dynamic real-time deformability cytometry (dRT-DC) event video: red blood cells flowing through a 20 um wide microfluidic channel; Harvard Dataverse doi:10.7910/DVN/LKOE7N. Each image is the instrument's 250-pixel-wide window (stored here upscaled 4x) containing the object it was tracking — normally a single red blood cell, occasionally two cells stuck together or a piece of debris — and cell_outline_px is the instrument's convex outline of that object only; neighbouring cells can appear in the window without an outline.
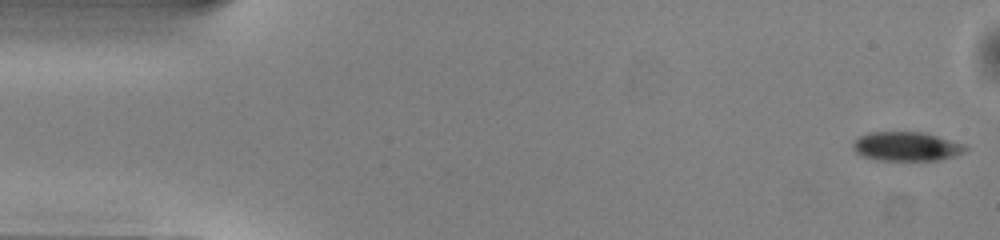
{"species": "common noctule bat (a hibernating species)", "species_latin": "Nyctalus noctula", "temperature_condition": "warm", "stored_images_in_passage": 51, "camera_frame_rate_fps": 3000, "um_per_image_px": 0.085, "animal": {"sex": "male", "body_mass_g": 13.0, "forearm_length_mm": 53.1}, "frame": {"image": 1, "passage_image": 1, "time_ms": 0.0, "image_size_px": [1000, 240], "cell_outline_px": [[968, 148], [964, 152], [940, 160], [876, 160], [860, 156], [852, 148], [852, 140], [868, 132], [924, 132], [964, 144]], "centroid_in_image_um": [76.99, 12.44], "position_along_channel_um": 8.0, "area_um2": 19.19}}
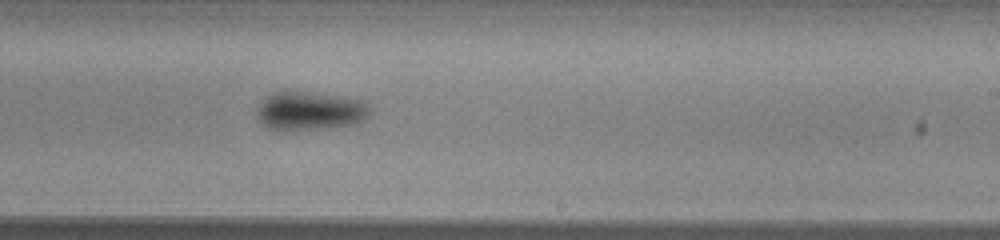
{"frame": {"image": 2, "passage_image": 30, "time_ms": 9.667, "image_size_px": [1000, 240], "cell_outline_px": [[368, 116], [364, 120], [356, 124], [292, 132], [284, 132], [268, 128], [260, 120], [256, 112], [256, 108], [268, 96], [276, 92], [300, 92], [340, 96], [356, 100], [368, 104]], "centroid_in_image_um": [26.31, 9.48], "position_along_channel_um": 262.7, "area_um2": 25.26}}
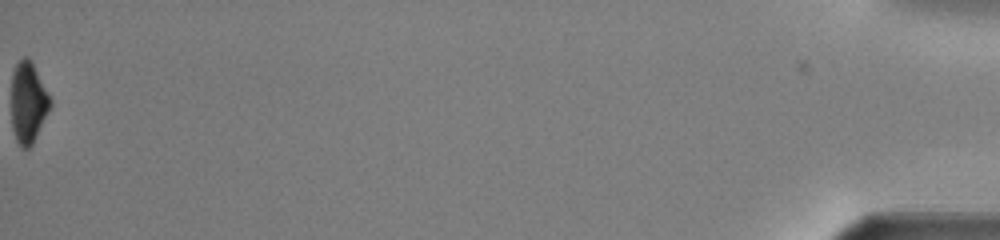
{"frame": {"image": 3, "passage_image": 51, "time_ms": 16.667, "image_size_px": [1000, 240], "cell_outline_px": [[52, 104], [32, 144], [28, 148], [20, 148], [16, 140], [12, 128], [12, 72], [16, 64], [24, 56], [28, 56], [52, 100]], "centroid_in_image_um": [2.39, 8.73], "position_along_channel_um": 432.8, "area_um2": 18.15}, "authors_computed_cell_mechanics": {"area_um2": 22.0796, "velocity_mm_per_s": 4.0168, "shape_relaxation_time_tau1_ms": 1.5281, "shape_relaxation_time_tau2_ms": null, "deformation_change_tau1": 0.1175, "deformation_change_tau2": null}}